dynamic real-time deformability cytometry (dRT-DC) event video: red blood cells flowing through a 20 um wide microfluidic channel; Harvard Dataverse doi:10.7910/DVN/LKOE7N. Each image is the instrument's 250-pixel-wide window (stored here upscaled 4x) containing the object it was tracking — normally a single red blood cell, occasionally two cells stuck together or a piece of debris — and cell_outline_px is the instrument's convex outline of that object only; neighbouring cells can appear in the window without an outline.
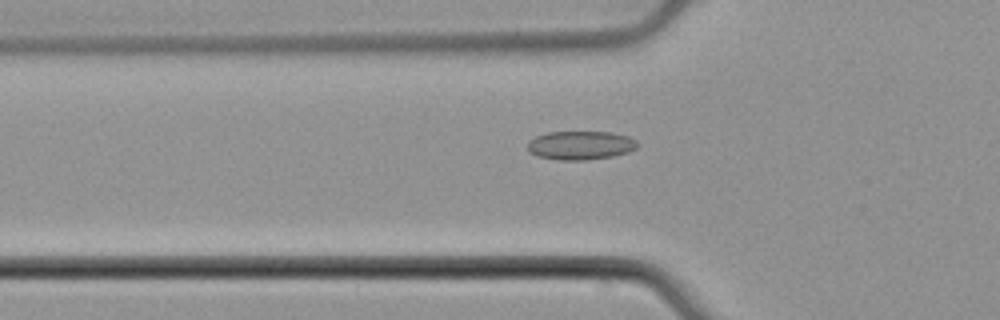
{"species": "common noctule bat (a hibernating species)", "species_latin": "Nyctalus noctula", "temperature_condition": "cold", "stored_images_in_passage": 48, "camera_frame_rate_fps": 3000, "um_per_image_px": 0.085, "animal": {"sex": "male", "body_mass_g": 21.5, "forearm_length_mm": 52.0}, "frame": {"image": 1, "passage_image": 12, "time_ms": 3.667, "image_size_px": [1000, 320], "cell_outline_px": [[636, 148], [628, 152], [612, 156], [584, 160], [560, 160], [536, 156], [528, 152], [528, 140], [536, 136], [548, 132], [612, 132], [628, 136], [636, 140]], "centroid_in_image_um": [49.3, 12.35], "position_along_channel_um": 76.5, "area_um2": 18.38}}
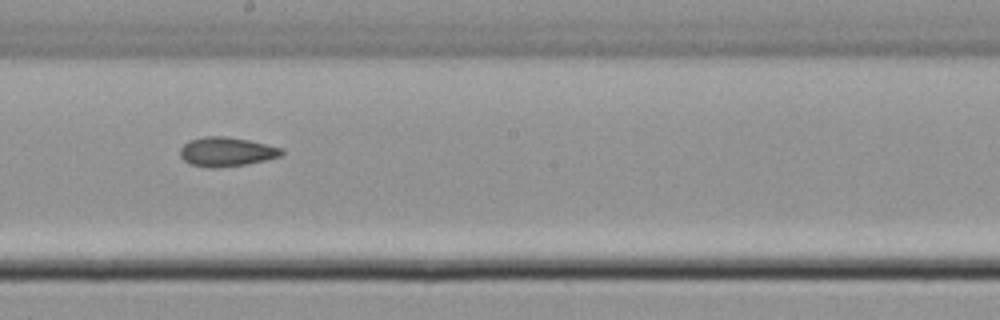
{"frame": {"image": 2, "passage_image": 24, "time_ms": 7.667, "image_size_px": [1000, 320], "cell_outline_px": [[284, 152], [280, 156], [248, 164], [212, 168], [208, 168], [192, 164], [184, 160], [180, 156], [180, 148], [188, 140], [204, 136], [224, 136], [248, 140], [280, 148]], "centroid_in_image_um": [19.2, 12.9], "position_along_channel_um": 229.0, "area_um2": 17.11}}
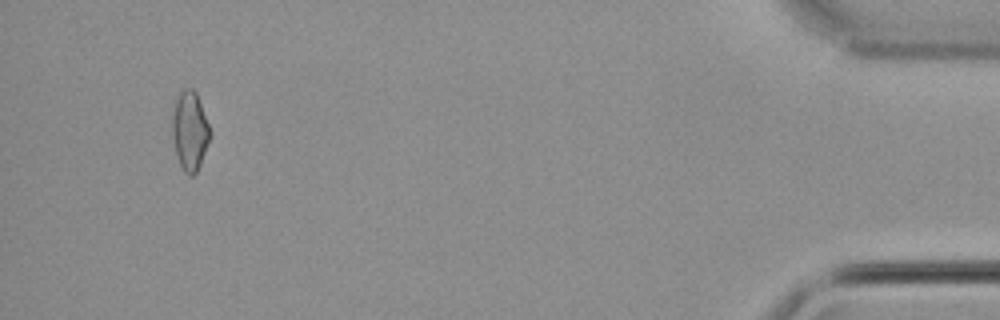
{"frame": {"image": 3, "passage_image": 45, "time_ms": 14.667, "image_size_px": [1000, 320], "cell_outline_px": [[212, 132], [200, 164], [196, 172], [192, 176], [188, 176], [184, 172], [176, 156], [172, 136], [172, 116], [176, 100], [180, 92], [184, 88], [192, 88], [196, 92]], "centroid_in_image_um": [16.13, 11.13], "position_along_channel_um": 419.1, "area_um2": 17.4}, "authors_computed_cell_mechanics": {"area_um2": 17.3111, "velocity_mm_per_s": 3.8077, "shape_relaxation_time_tau1_ms": null, "shape_relaxation_time_tau2_ms": 6.1845, "deformation_change_tau1": null, "deformation_change_tau2": 0.1249}}